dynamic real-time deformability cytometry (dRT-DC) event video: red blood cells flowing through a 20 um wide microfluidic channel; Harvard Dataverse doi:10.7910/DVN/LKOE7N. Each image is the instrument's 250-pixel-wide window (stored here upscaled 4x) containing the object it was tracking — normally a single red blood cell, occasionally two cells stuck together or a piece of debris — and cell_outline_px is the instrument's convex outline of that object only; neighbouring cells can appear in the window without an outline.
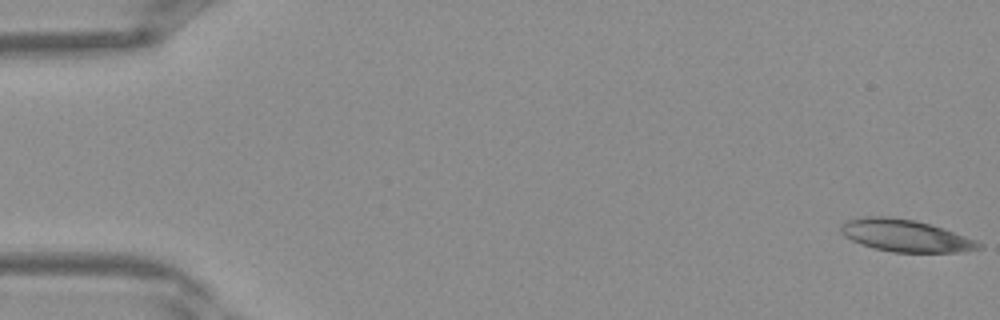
{"species": "Egyptian fruit bat (a non-hibernating species)", "species_latin": "Rousettus aegyptiacus", "temperature_condition": "warm", "stored_images_in_passage": 40, "camera_frame_rate_fps": 3000, "um_per_image_px": 0.085, "frame": {"image": 1, "passage_image": 1, "time_ms": 0.0, "image_size_px": [1000, 320], "cell_outline_px": [[984, 248], [960, 252], [892, 252], [876, 248], [852, 240], [844, 236], [840, 232], [840, 224], [848, 220], [864, 216], [888, 216], [916, 220], [976, 240], [984, 244]], "centroid_in_image_um": [76.96, 20.02], "position_along_channel_um": 8.0, "area_um2": 25.61}}
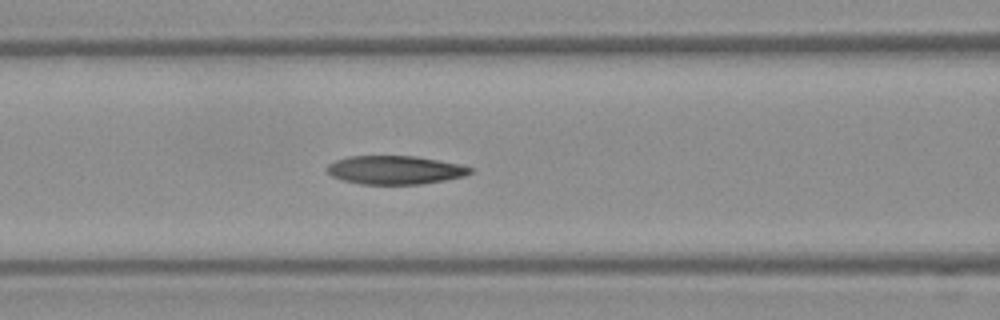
{"frame": {"image": 2, "passage_image": 17, "time_ms": 5.333, "image_size_px": [1000, 320], "cell_outline_px": [[472, 172], [464, 176], [444, 180], [420, 184], [360, 184], [344, 180], [332, 176], [324, 168], [328, 164], [336, 160], [348, 156], [416, 156], [460, 164], [472, 168]], "centroid_in_image_um": [33.55, 14.44], "position_along_channel_um": 133.0, "area_um2": 23.76}}
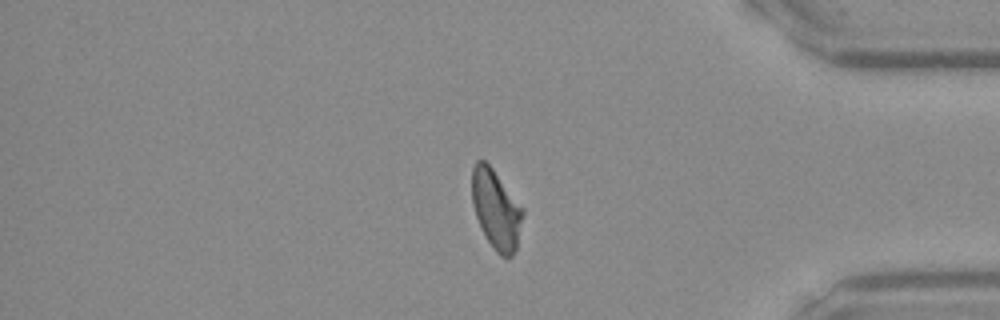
{"frame": {"image": 3, "passage_image": 34, "time_ms": 11.0, "image_size_px": [1000, 320], "cell_outline_px": [[524, 212], [516, 248], [512, 256], [500, 256], [496, 252], [488, 240], [476, 216], [472, 204], [472, 168], [476, 160], [484, 160], [492, 168], [524, 208]], "centroid_in_image_um": [42.17, 17.77], "position_along_channel_um": 393.0, "area_um2": 23.24}}